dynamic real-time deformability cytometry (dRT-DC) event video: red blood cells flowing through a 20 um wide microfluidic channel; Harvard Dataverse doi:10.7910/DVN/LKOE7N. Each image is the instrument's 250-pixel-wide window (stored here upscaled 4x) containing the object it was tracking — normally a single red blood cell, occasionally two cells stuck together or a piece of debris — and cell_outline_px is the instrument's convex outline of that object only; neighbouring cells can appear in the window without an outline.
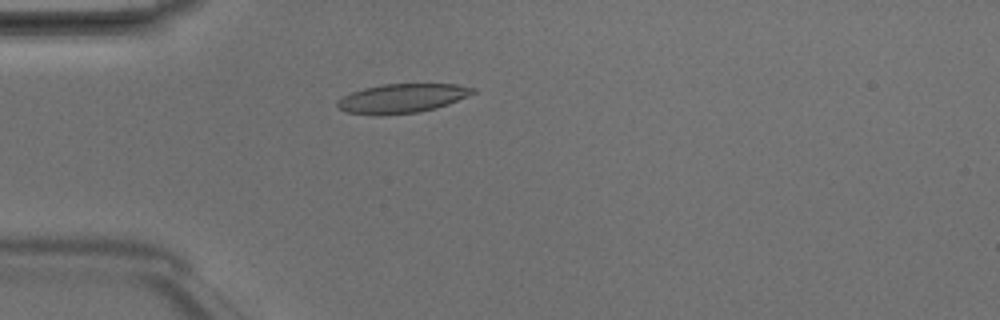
{"species": "Egyptian fruit bat (a non-hibernating species)", "species_latin": "Rousettus aegyptiacus", "temperature_condition": "room temperature", "stored_images_in_passage": 5, "camera_frame_rate_fps": 3000, "um_per_image_px": 0.085, "animal": {"sex": "male"}, "frame": {"image": 1, "passage_image": 5, "time_ms": 1.333, "image_size_px": [1000, 320], "cell_outline_px": [[476, 92], [448, 104], [436, 108], [416, 112], [380, 116], [376, 116], [344, 112], [336, 108], [336, 100], [352, 92], [364, 88], [384, 84], [456, 84], [476, 88]], "centroid_in_image_um": [34.12, 8.37], "position_along_channel_um": 50.9, "area_um2": 23.18}}